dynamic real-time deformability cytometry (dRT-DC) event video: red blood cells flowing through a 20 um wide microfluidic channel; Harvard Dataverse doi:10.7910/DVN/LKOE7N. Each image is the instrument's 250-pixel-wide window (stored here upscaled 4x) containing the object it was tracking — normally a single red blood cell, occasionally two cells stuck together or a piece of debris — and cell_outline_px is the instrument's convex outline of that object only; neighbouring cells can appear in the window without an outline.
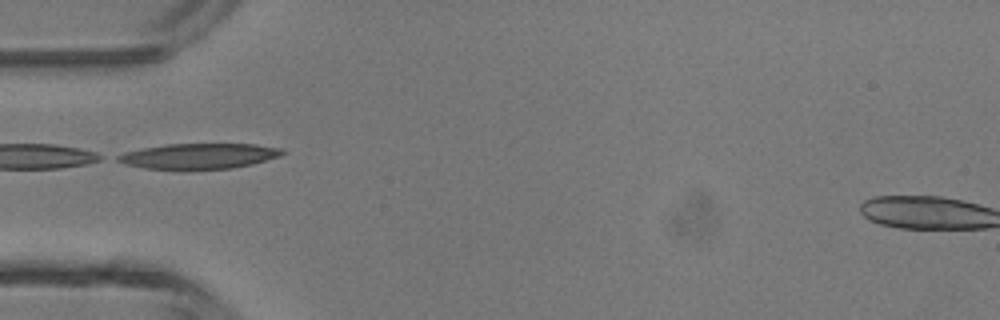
{"species": "common noctule bat (a hibernating species)", "species_latin": "Nyctalus noctula", "temperature_condition": "room temperature", "stored_images_in_passage": 4, "camera_frame_rate_fps": 3000, "um_per_image_px": 0.085, "animal": {"sex": "male", "body_mass_g": 13.3}, "frame": {"image": 1, "passage_image": 4, "time_ms": 1.0, "image_size_px": [1000, 320], "cell_outline_px": [[284, 152], [280, 156], [252, 164], [232, 168], [144, 168], [124, 164], [116, 160], [116, 156], [124, 152], [144, 148], [168, 144], [256, 144], [284, 148]], "centroid_in_image_um": [16.94, 13.25], "position_along_channel_um": 68.1, "area_um2": 23.99}}